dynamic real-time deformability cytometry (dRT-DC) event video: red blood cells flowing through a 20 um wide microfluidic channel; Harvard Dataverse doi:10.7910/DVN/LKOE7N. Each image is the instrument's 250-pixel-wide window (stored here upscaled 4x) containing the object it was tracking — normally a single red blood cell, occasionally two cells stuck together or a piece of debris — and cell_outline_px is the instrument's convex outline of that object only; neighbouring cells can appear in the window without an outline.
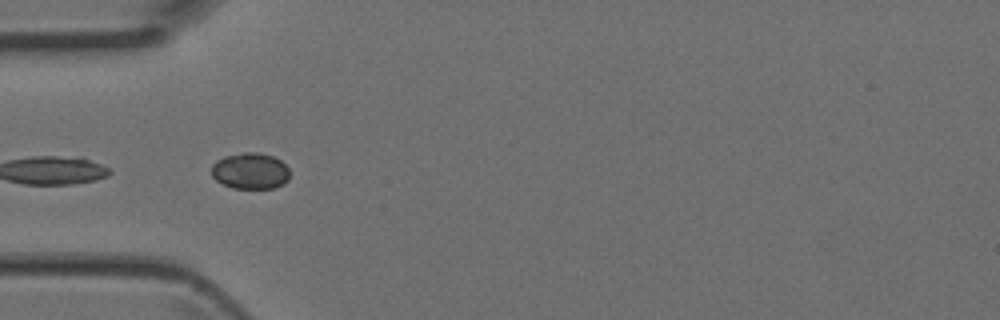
{"species": "Egyptian fruit bat (a non-hibernating species)", "species_latin": "Rousettus aegyptiacus", "temperature_condition": "room temperature", "stored_images_in_passage": 4, "camera_frame_rate_fps": 3000, "um_per_image_px": 0.085, "animal": {"sex": "female"}, "frame": {"image": 1, "passage_image": 3, "time_ms": 0.667, "image_size_px": [1000, 320], "cell_outline_px": [[288, 180], [284, 184], [272, 188], [232, 188], [216, 180], [212, 176], [212, 164], [216, 160], [224, 156], [244, 152], [256, 152], [272, 156], [280, 160], [288, 168]], "centroid_in_image_um": [21.26, 14.53], "position_along_channel_um": 63.7, "area_um2": 16.47}}